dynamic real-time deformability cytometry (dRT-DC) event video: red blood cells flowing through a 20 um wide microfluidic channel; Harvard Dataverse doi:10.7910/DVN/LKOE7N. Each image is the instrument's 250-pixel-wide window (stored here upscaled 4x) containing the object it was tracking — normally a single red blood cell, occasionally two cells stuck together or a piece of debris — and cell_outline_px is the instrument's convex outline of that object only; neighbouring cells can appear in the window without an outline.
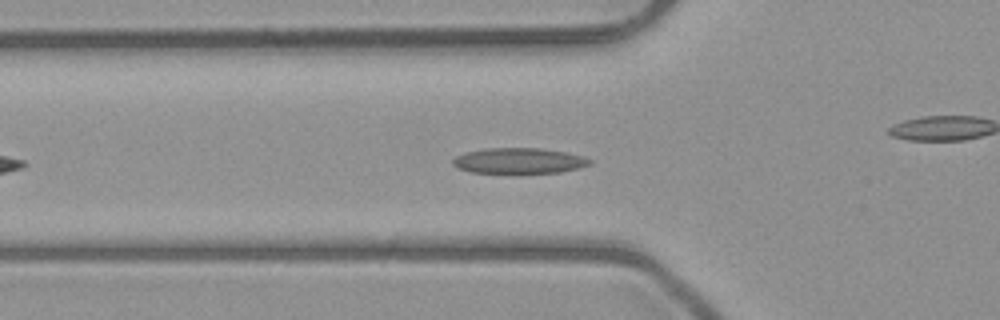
{"species": "common noctule bat (a hibernating species)", "species_latin": "Nyctalus noctula", "temperature_condition": "room temperature", "stored_images_in_passage": 35, "camera_frame_rate_fps": 3000, "um_per_image_px": 0.085, "animal": {"sex": "male", "body_mass_g": 23.1, "forearm_length_mm": 52.7}, "frame": {"image": 1, "passage_image": 8, "time_ms": 2.333, "image_size_px": [1000, 320], "cell_outline_px": [[592, 164], [580, 168], [560, 172], [520, 176], [516, 176], [472, 172], [456, 168], [452, 164], [452, 160], [456, 156], [468, 152], [484, 148], [540, 148], [568, 152], [592, 160]], "centroid_in_image_um": [44.11, 13.72], "position_along_channel_um": 81.7, "area_um2": 21.56}}
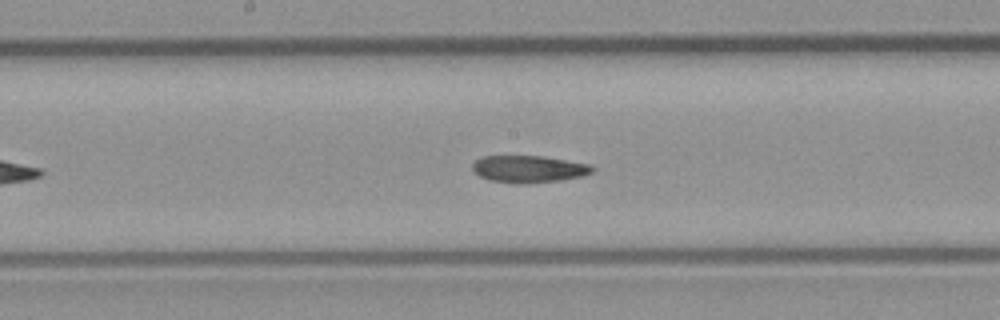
{"frame": {"image": 2, "passage_image": 17, "time_ms": 5.333, "image_size_px": [1000, 320], "cell_outline_px": [[596, 168], [592, 172], [584, 176], [560, 180], [528, 184], [516, 184], [488, 180], [480, 176], [472, 168], [472, 164], [480, 156], [544, 156], [592, 164]], "centroid_in_image_um": [44.98, 14.37], "position_along_channel_um": 203.2, "area_um2": 19.25}}
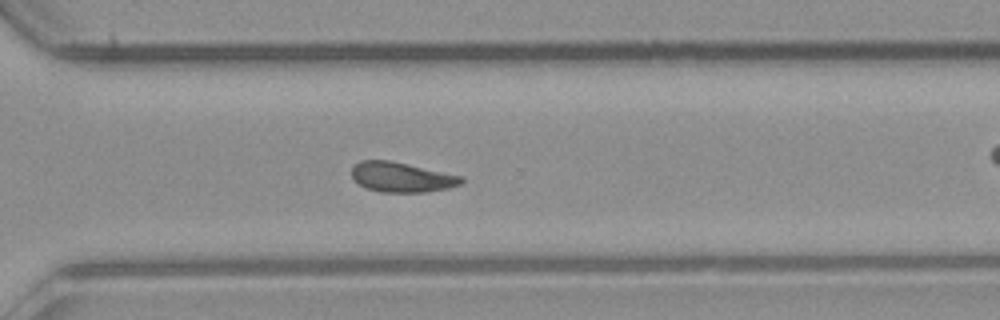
{"frame": {"image": 3, "passage_image": 27, "time_ms": 8.667, "image_size_px": [1000, 320], "cell_outline_px": [[464, 180], [460, 184], [448, 188], [428, 192], [380, 192], [364, 188], [352, 180], [352, 168], [360, 160], [388, 160], [464, 176]], "centroid_in_image_um": [34.12, 15.07], "position_along_channel_um": 336.5, "area_um2": 19.25}, "authors_computed_cell_mechanics": {"area_um2": 19.2474, "velocity_mm_per_s": 4.0225, "shape_relaxation_time_tau1_ms": null, "shape_relaxation_time_tau2_ms": 7.0663, "deformation_change_tau1": null, "deformation_change_tau2": 0.1445}}